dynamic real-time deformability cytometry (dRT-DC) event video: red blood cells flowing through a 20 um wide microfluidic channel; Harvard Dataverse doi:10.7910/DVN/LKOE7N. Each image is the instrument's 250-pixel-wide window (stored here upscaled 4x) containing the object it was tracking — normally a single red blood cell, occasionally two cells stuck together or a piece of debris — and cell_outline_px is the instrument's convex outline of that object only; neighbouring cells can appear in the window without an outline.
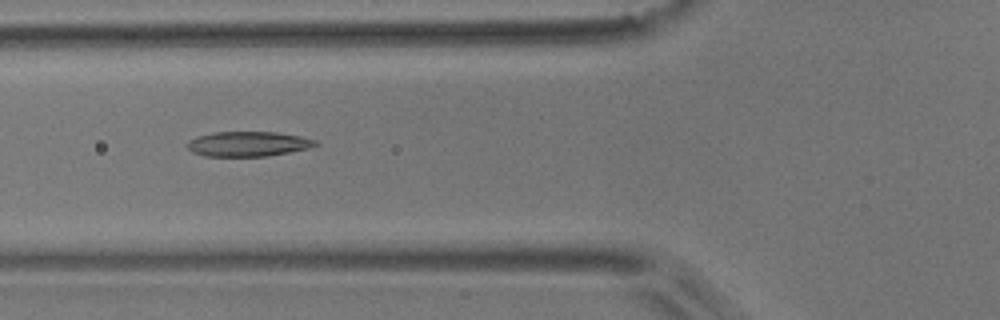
{"species": "common noctule bat (a hibernating species)", "species_latin": "Nyctalus noctula", "temperature_condition": "room temperature", "stored_images_in_passage": 9, "camera_frame_rate_fps": 3000, "um_per_image_px": 0.085, "animal": {"sex": "male", "body_mass_g": 17.9}, "frame": {"image": 1, "passage_image": 6, "time_ms": 1.667, "image_size_px": [1000, 320], "cell_outline_px": [[320, 144], [308, 148], [268, 156], [204, 156], [192, 152], [184, 144], [188, 140], [196, 136], [216, 132], [276, 132], [300, 136], [316, 140]], "centroid_in_image_um": [21.05, 12.23], "position_along_channel_um": 104.8, "area_um2": 18.67}}
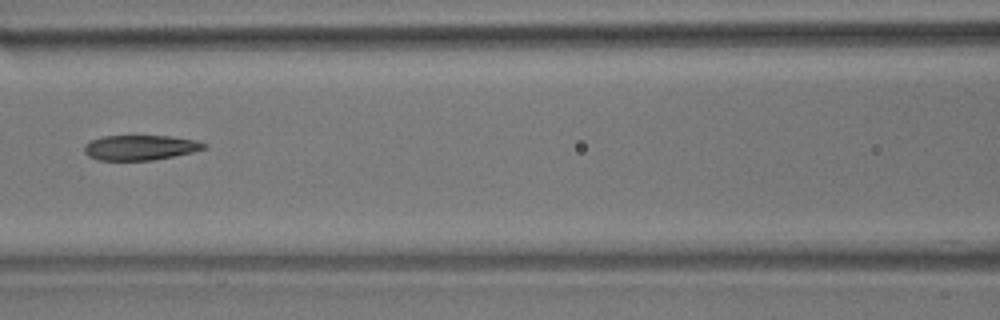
{"frame": {"image": 2, "passage_image": 7, "time_ms": 2.0, "image_size_px": [1000, 320], "cell_outline_px": [[208, 148], [192, 152], [152, 160], [96, 160], [88, 156], [84, 152], [84, 144], [100, 136], [172, 136], [196, 140], [208, 144]], "centroid_in_image_um": [11.92, 12.54], "position_along_channel_um": 154.7, "area_um2": 17.57}}
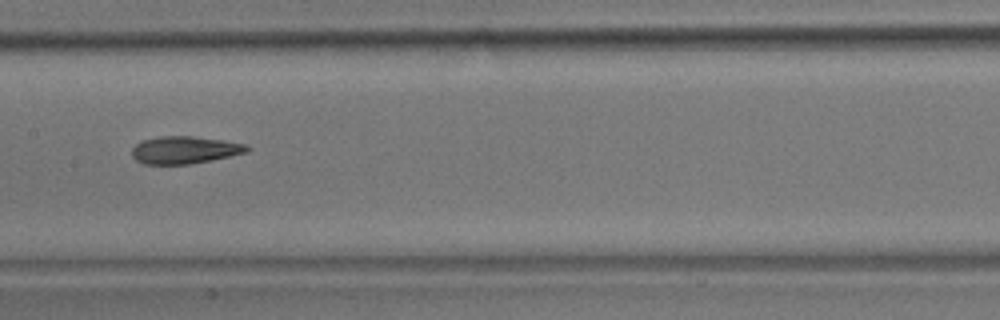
{"frame": {"image": 3, "passage_image": 8, "time_ms": 2.333, "image_size_px": [1000, 320], "cell_outline_px": [[252, 148], [248, 152], [212, 160], [188, 164], [144, 164], [136, 160], [132, 156], [132, 148], [136, 144], [144, 140], [160, 136], [192, 136], [224, 140], [248, 144]], "centroid_in_image_um": [15.74, 12.74], "position_along_channel_um": 191.7, "area_um2": 18.5}}